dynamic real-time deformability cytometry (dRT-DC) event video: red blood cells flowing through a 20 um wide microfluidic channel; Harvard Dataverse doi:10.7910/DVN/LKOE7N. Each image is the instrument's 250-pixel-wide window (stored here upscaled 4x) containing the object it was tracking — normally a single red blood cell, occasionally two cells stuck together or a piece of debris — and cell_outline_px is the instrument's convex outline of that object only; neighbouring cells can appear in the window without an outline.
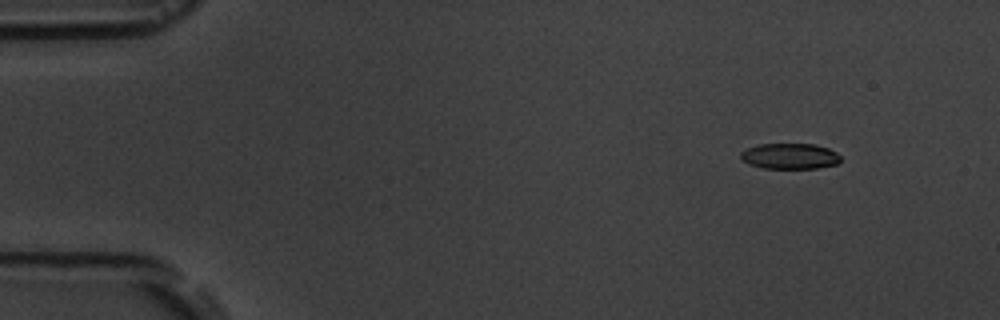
{"species": "common noctule bat (a hibernating species)", "species_latin": "Nyctalus noctula", "temperature_condition": "room temperature", "stored_images_in_passage": 4, "camera_frame_rate_fps": 3000, "um_per_image_px": 0.085, "animal": {"sex": "male", "body_mass_g": 19.5, "forearm_length_mm": 54.6}, "frame": {"image": 1, "passage_image": 1, "time_ms": 0.0, "image_size_px": [1000, 320], "cell_outline_px": [[840, 160], [836, 164], [816, 168], [764, 168], [748, 164], [740, 156], [740, 152], [756, 144], [816, 144], [828, 148], [836, 152], [840, 156]], "centroid_in_image_um": [67.13, 13.26], "position_along_channel_um": 17.9, "area_um2": 14.91}}
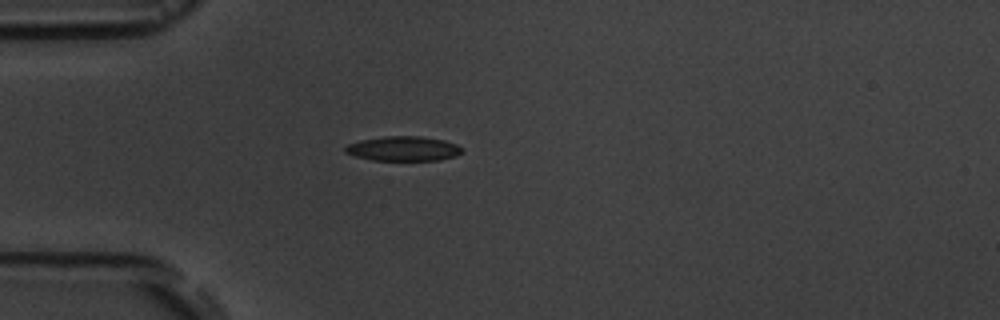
{"frame": {"image": 2, "passage_image": 4, "time_ms": 3.333, "image_size_px": [1000, 320], "cell_outline_px": [[464, 152], [456, 156], [440, 160], [372, 160], [356, 156], [344, 152], [344, 148], [348, 144], [360, 140], [384, 136], [420, 136], [444, 140], [456, 144], [464, 148]], "centroid_in_image_um": [34.32, 12.63], "position_along_channel_um": 50.7, "area_um2": 16.88}}